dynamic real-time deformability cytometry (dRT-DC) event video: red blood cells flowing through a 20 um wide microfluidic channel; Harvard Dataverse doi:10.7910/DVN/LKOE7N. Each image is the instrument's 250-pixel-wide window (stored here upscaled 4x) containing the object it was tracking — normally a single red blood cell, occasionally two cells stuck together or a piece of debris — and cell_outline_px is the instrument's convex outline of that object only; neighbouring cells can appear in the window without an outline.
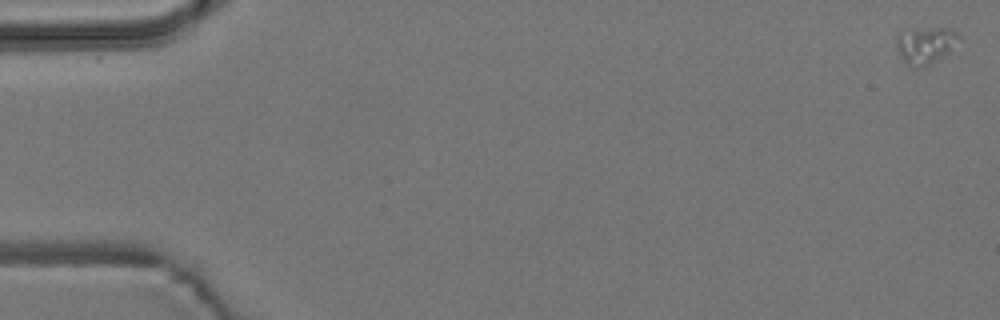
{"species": "common noctule bat (a hibernating species)", "species_latin": "Nyctalus noctula", "temperature_condition": "room temperature", "stored_images_in_passage": 3, "camera_frame_rate_fps": 3000, "um_per_image_px": 0.085, "animal": {"sex": "male", "body_mass_g": 19.2, "forearm_length_mm": 51.8}, "frame": {"image": 1, "passage_image": 1, "time_ms": 0.0, "image_size_px": [1000, 320], "cell_outline_px": [[960, 36], [952, 52], [928, 64], [916, 68], [912, 68], [900, 56], [896, 48], [896, 32], [932, 28], [948, 28], [956, 32]], "centroid_in_image_um": [78.66, 3.84], "position_along_channel_um": 6.3, "area_um2": 13.41}}